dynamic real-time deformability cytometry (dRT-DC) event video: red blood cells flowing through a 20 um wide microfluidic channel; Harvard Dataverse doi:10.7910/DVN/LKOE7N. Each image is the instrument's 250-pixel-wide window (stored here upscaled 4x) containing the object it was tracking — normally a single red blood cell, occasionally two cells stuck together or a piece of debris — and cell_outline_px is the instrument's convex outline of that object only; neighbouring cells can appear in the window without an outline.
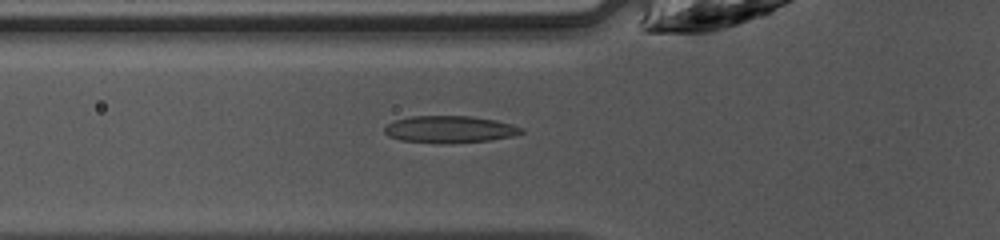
{"species": "common noctule bat (a hibernating species)", "species_latin": "Nyctalus noctula", "temperature_condition": "warm", "stored_images_in_passage": 34, "camera_frame_rate_fps": 3000, "um_per_image_px": 0.085, "animal": {"sex": "female", "body_mass_g": 10.0, "forearm_length_mm": 53.1}, "frame": {"image": 1, "passage_image": 4, "time_ms": 1.0, "image_size_px": [1000, 240], "cell_outline_px": [[524, 132], [512, 136], [488, 140], [452, 144], [436, 144], [400, 140], [388, 136], [384, 132], [384, 128], [388, 124], [396, 120], [412, 116], [468, 116], [496, 120], [512, 124], [524, 128]], "centroid_in_image_um": [38.22, 11.01], "position_along_channel_um": 87.6, "area_um2": 21.73}}
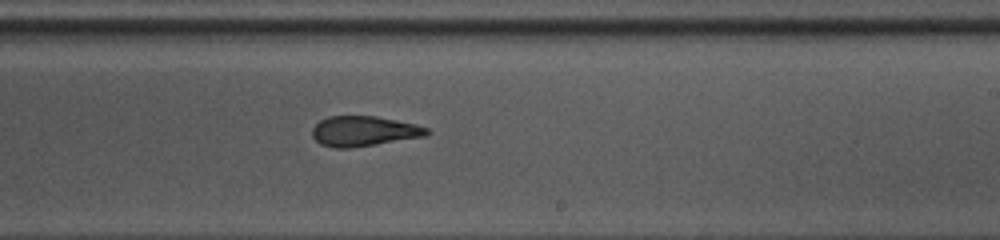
{"frame": {"image": 2, "passage_image": 16, "time_ms": 5.0, "image_size_px": [1000, 240], "cell_outline_px": [[432, 132], [428, 136], [348, 148], [332, 148], [320, 144], [312, 136], [312, 128], [320, 120], [328, 116], [376, 116], [416, 124], [428, 128]], "centroid_in_image_um": [30.94, 11.15], "position_along_channel_um": 258.1, "area_um2": 20.23}}
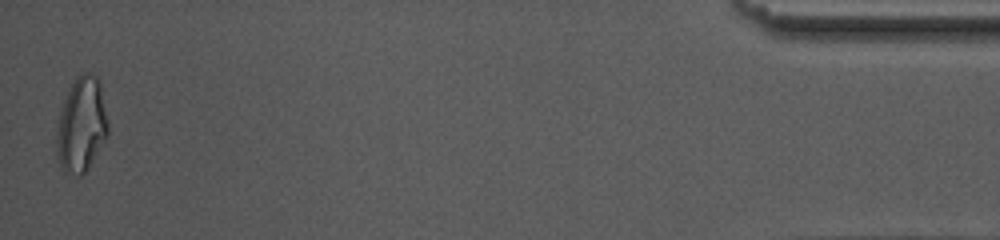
{"frame": {"image": 3, "passage_image": 34, "time_ms": 11.0, "image_size_px": [1000, 240], "cell_outline_px": [[108, 136], [88, 168], [80, 176], [76, 176], [64, 172], [56, 156], [56, 132], [60, 108], [76, 76], [80, 72], [88, 72], [96, 76], [100, 84], [108, 124]], "centroid_in_image_um": [6.9, 10.63], "position_along_channel_um": 428.3, "area_um2": 28.55}, "authors_computed_cell_mechanics": {"area_um2": 20.7502, "velocity_mm_per_s": 4.2389, "shape_relaxation_time_tau1_ms": 6.7116, "shape_relaxation_time_tau2_ms": 1.5273, "deformation_change_tau1": 0.2019, "deformation_change_tau2": 0.0992}}